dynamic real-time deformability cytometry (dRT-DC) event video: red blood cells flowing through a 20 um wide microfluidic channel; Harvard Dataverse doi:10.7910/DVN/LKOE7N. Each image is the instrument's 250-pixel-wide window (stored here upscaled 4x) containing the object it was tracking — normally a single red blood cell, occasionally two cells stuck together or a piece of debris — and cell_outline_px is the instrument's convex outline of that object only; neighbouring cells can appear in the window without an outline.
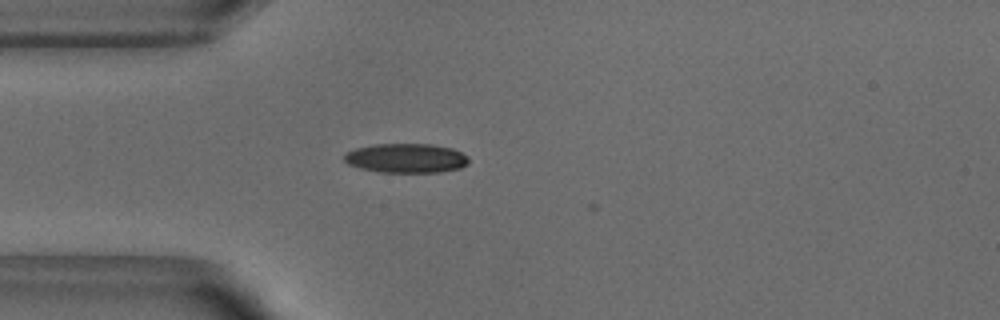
{"species": "common noctule bat (a hibernating species)", "species_latin": "Nyctalus noctula", "temperature_condition": "warm", "stored_images_in_passage": 2, "camera_frame_rate_fps": 3000, "um_per_image_px": 0.085, "animal": {"sex": "male", "body_mass_g": 18.8}, "frame": {"image": 1, "passage_image": 1, "time_ms": 0.0, "image_size_px": [1000, 320], "cell_outline_px": [[468, 164], [460, 168], [440, 172], [380, 172], [360, 168], [348, 164], [344, 160], [344, 156], [348, 152], [356, 148], [372, 144], [432, 144], [452, 148], [468, 156]], "centroid_in_image_um": [34.53, 13.44], "position_along_channel_um": 50.5, "area_um2": 21.27}}